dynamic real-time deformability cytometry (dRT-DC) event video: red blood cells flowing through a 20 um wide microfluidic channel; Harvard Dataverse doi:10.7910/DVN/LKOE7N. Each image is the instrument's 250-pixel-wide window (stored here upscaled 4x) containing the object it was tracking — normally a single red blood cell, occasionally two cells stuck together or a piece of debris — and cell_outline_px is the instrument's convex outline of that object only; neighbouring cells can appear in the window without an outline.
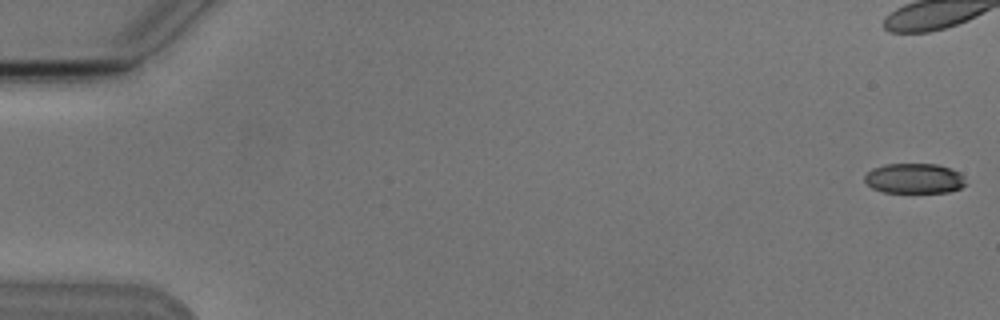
{"species": "Egyptian fruit bat (a non-hibernating species)", "species_latin": "Rousettus aegyptiacus", "temperature_condition": "cold", "stored_images_in_passage": 10, "camera_frame_rate_fps": 3000, "um_per_image_px": 0.085, "animal": {"sex": "male"}, "frame": {"image": 1, "passage_image": 1, "time_ms": 0.0, "image_size_px": [1000, 320], "cell_outline_px": [[968, 184], [960, 188], [948, 192], [884, 192], [872, 188], [864, 180], [864, 176], [872, 168], [884, 164], [936, 164], [952, 168], [960, 172], [964, 176]], "centroid_in_image_um": [77.75, 15.16], "position_along_channel_um": 7.2, "area_um2": 17.92}}
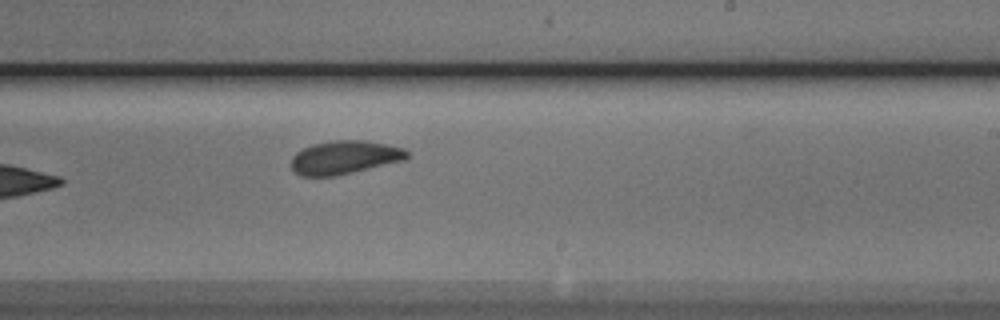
{"frame": {"image": 2, "passage_image": 10, "time_ms": 11.667, "image_size_px": [1000, 320], "cell_outline_px": [[408, 160], [336, 176], [300, 176], [292, 168], [292, 156], [296, 152], [312, 144], [332, 140], [364, 140], [404, 148], [408, 152]], "centroid_in_image_um": [29.31, 13.38], "position_along_channel_um": 259.7, "area_um2": 22.72}}